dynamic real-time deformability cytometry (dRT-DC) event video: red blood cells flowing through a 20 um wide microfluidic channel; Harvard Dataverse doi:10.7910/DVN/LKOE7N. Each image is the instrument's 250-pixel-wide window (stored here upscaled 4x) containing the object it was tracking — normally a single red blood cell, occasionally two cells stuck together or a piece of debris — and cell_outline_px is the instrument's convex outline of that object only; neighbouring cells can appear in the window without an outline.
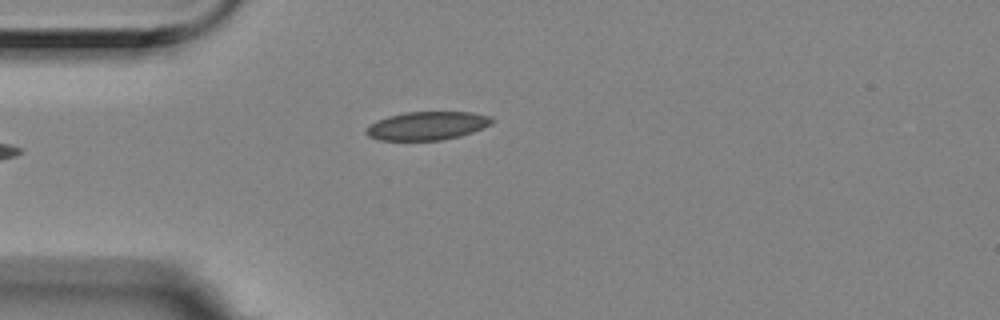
{"species": "Egyptian fruit bat (a non-hibernating species)", "species_latin": "Rousettus aegyptiacus", "temperature_condition": "room temperature", "stored_images_in_passage": 4, "camera_frame_rate_fps": 3000, "um_per_image_px": 0.085, "animal": {"sex": "female"}, "frame": {"image": 1, "passage_image": 1, "time_ms": 0.0, "image_size_px": [1000, 320], "cell_outline_px": [[496, 120], [492, 124], [472, 132], [460, 136], [440, 140], [380, 140], [368, 136], [364, 132], [364, 128], [376, 120], [388, 116], [404, 112], [472, 112], [492, 116]], "centroid_in_image_um": [36.31, 10.68], "position_along_channel_um": 48.7, "area_um2": 21.04}}
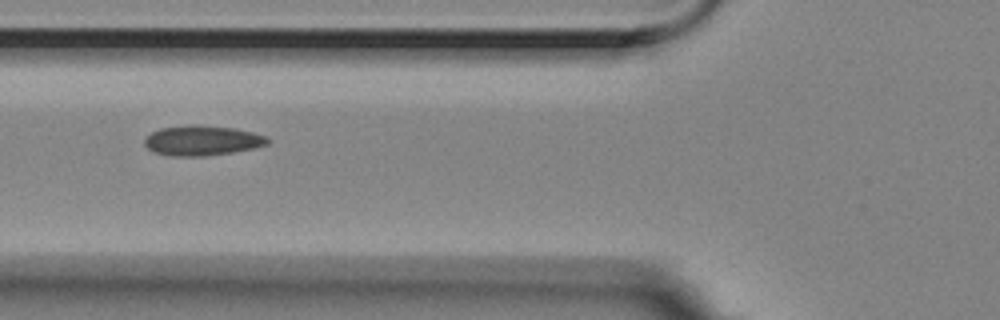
{"frame": {"image": 2, "passage_image": 3, "time_ms": 0.667, "image_size_px": [1000, 320], "cell_outline_px": [[268, 144], [252, 148], [232, 152], [204, 156], [172, 156], [156, 152], [148, 148], [144, 144], [144, 136], [160, 128], [192, 124], [236, 128], [268, 136]], "centroid_in_image_um": [17.16, 11.93], "position_along_channel_um": 108.6, "area_um2": 21.5}}
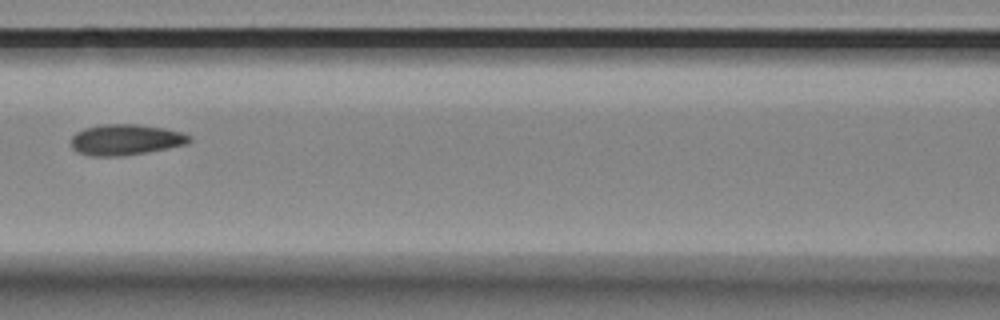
{"frame": {"image": 3, "passage_image": 4, "time_ms": 1.0, "image_size_px": [1000, 320], "cell_outline_px": [[192, 140], [188, 144], [148, 152], [124, 156], [92, 156], [76, 152], [72, 148], [72, 136], [76, 132], [84, 128], [100, 124], [136, 124], [164, 128], [180, 132], [192, 136]], "centroid_in_image_um": [10.68, 11.88], "position_along_channel_um": 155.9, "area_um2": 21.44}}